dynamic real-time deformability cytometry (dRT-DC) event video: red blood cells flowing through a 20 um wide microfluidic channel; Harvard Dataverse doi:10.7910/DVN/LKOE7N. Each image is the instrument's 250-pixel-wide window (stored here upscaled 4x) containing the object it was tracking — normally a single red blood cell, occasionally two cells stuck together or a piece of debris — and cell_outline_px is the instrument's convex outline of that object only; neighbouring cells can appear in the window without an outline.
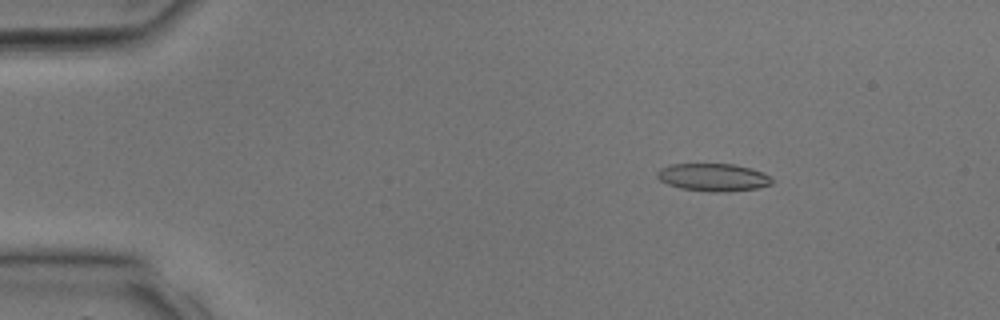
{"species": "common noctule bat (a hibernating species)", "species_latin": "Nyctalus noctula", "temperature_condition": "room temperature", "stored_images_in_passage": 7, "camera_frame_rate_fps": 3000, "um_per_image_px": 0.085, "animal": {"sex": "male", "body_mass_g": 17.9, "forearm_length_mm": 54.2}, "frame": {"image": 1, "passage_image": 1, "time_ms": 0.0, "image_size_px": [1000, 320], "cell_outline_px": [[772, 184], [756, 188], [728, 192], [708, 192], [680, 188], [668, 184], [660, 180], [656, 176], [656, 172], [660, 168], [672, 164], [732, 164], [748, 168], [760, 172], [768, 176], [772, 180]], "centroid_in_image_um": [60.57, 15.08], "position_along_channel_um": 24.4, "area_um2": 18.38}}